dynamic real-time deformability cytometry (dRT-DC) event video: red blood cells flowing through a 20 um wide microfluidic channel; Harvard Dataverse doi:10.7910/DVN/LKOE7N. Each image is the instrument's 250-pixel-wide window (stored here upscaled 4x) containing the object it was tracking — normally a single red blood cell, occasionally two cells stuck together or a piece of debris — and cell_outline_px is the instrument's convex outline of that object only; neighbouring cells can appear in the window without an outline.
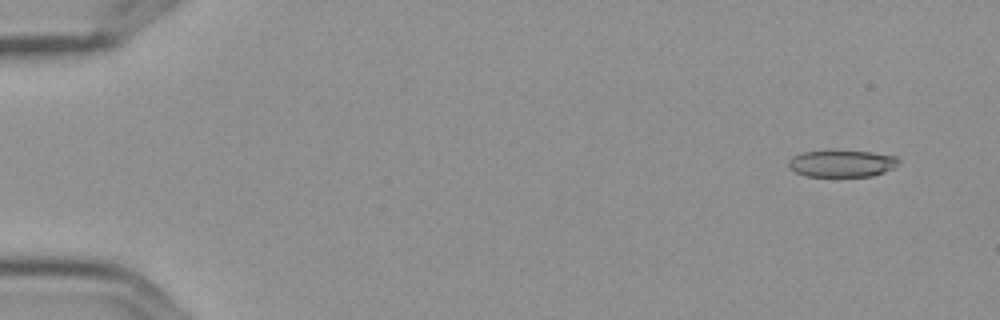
{"species": "Egyptian fruit bat (a non-hibernating species)", "species_latin": "Rousettus aegyptiacus", "temperature_condition": "cold", "stored_images_in_passage": 5, "camera_frame_rate_fps": 3000, "um_per_image_px": 0.085, "frame": {"image": 1, "passage_image": 1, "time_ms": 0.0, "image_size_px": [1000, 320], "cell_outline_px": [[900, 160], [896, 168], [872, 176], [804, 176], [788, 168], [788, 160], [792, 156], [800, 152], [832, 148], [872, 152], [896, 156]], "centroid_in_image_um": [71.53, 13.85], "position_along_channel_um": 13.5, "area_um2": 18.15}}
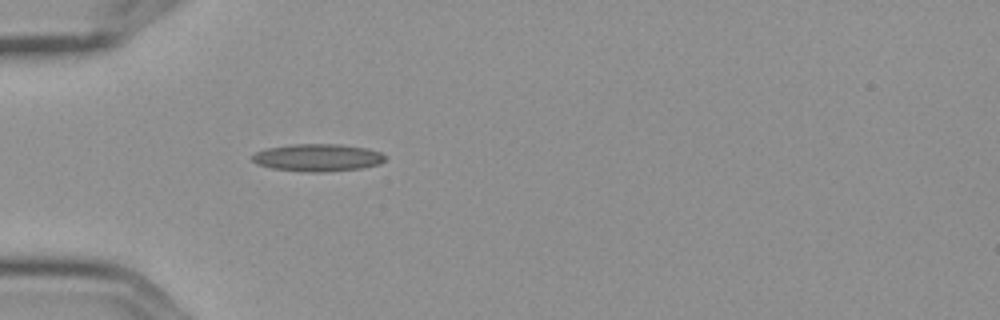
{"frame": {"image": 2, "passage_image": 5, "time_ms": 1.333, "image_size_px": [1000, 320], "cell_outline_px": [[388, 156], [380, 164], [360, 168], [324, 172], [304, 172], [272, 168], [256, 164], [252, 160], [252, 156], [256, 152], [264, 148], [292, 144], [340, 144], [368, 148], [380, 152]], "centroid_in_image_um": [27.0, 13.39], "position_along_channel_um": 58.0, "area_um2": 21.44}}